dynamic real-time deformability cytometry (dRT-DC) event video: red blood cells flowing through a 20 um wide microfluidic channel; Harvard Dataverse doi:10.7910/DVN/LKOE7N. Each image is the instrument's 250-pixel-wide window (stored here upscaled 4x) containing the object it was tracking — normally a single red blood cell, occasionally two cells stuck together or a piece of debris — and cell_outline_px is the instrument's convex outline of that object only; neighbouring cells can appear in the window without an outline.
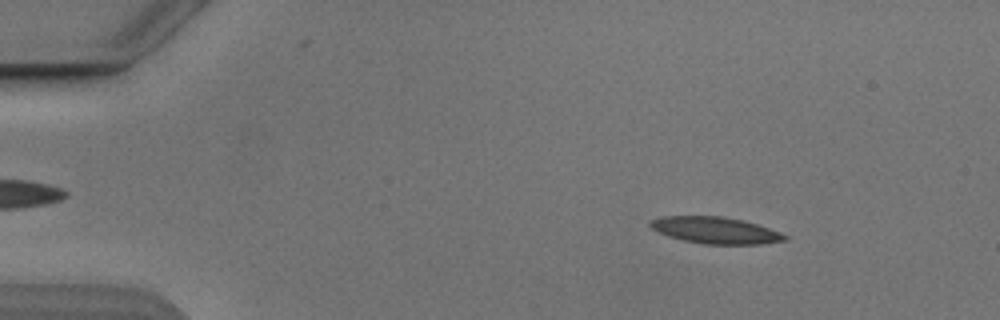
{"species": "Egyptian fruit bat (a non-hibernating species)", "species_latin": "Rousettus aegyptiacus", "temperature_condition": "cold", "stored_images_in_passage": 53, "camera_frame_rate_fps": 3000, "um_per_image_px": 0.085, "animal": {"sex": "male"}, "frame": {"image": 1, "passage_image": 7, "time_ms": 2.0, "image_size_px": [1000, 320], "cell_outline_px": [[788, 240], [760, 244], [704, 244], [684, 240], [668, 236], [652, 228], [648, 224], [652, 220], [664, 216], [720, 216], [740, 220], [756, 224], [780, 232], [788, 236]], "centroid_in_image_um": [60.83, 19.58], "position_along_channel_um": 24.2, "area_um2": 20.58}}
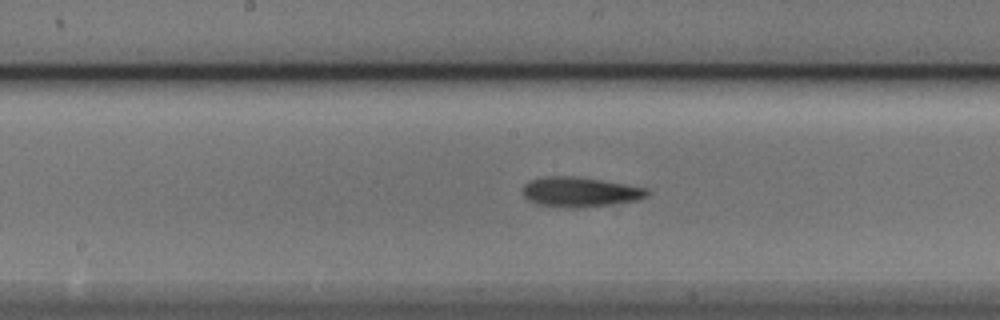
{"frame": {"image": 2, "passage_image": 27, "time_ms": 8.667, "image_size_px": [1000, 320], "cell_outline_px": [[648, 196], [640, 200], [580, 208], [568, 208], [536, 204], [528, 200], [520, 192], [520, 188], [524, 184], [532, 180], [544, 176], [576, 176], [648, 188]], "centroid_in_image_um": [49.26, 16.32], "position_along_channel_um": 198.9, "area_um2": 21.85}}
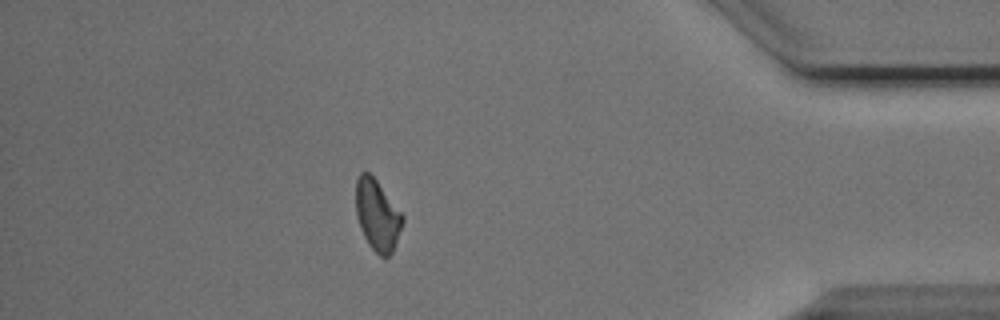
{"frame": {"image": 3, "passage_image": 46, "time_ms": 15.0, "image_size_px": [1000, 320], "cell_outline_px": [[404, 220], [396, 244], [392, 252], [384, 260], [368, 244], [360, 228], [356, 216], [356, 180], [360, 172], [368, 172], [376, 180], [404, 216]], "centroid_in_image_um": [32.07, 18.32], "position_along_channel_um": 403.1, "area_um2": 19.31}}